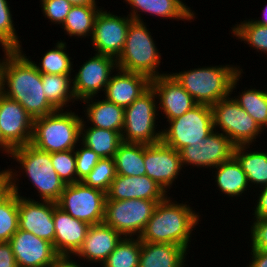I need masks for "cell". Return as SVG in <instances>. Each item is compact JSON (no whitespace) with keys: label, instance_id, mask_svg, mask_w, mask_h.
<instances>
[{"label":"cell","instance_id":"obj_1","mask_svg":"<svg viewBox=\"0 0 267 267\" xmlns=\"http://www.w3.org/2000/svg\"><path fill=\"white\" fill-rule=\"evenodd\" d=\"M0 62V92L19 102L35 119L57 109L43 92L42 74L21 50H4Z\"/></svg>","mask_w":267,"mask_h":267},{"label":"cell","instance_id":"obj_16","mask_svg":"<svg viewBox=\"0 0 267 267\" xmlns=\"http://www.w3.org/2000/svg\"><path fill=\"white\" fill-rule=\"evenodd\" d=\"M31 197L18 195L19 229L31 232L53 244L55 239L53 214L57 202L37 198L35 200L33 193Z\"/></svg>","mask_w":267,"mask_h":267},{"label":"cell","instance_id":"obj_45","mask_svg":"<svg viewBox=\"0 0 267 267\" xmlns=\"http://www.w3.org/2000/svg\"><path fill=\"white\" fill-rule=\"evenodd\" d=\"M0 267H17L9 242H0Z\"/></svg>","mask_w":267,"mask_h":267},{"label":"cell","instance_id":"obj_33","mask_svg":"<svg viewBox=\"0 0 267 267\" xmlns=\"http://www.w3.org/2000/svg\"><path fill=\"white\" fill-rule=\"evenodd\" d=\"M64 40H57L53 48L47 49L45 54L40 57L39 63L38 61L35 62L31 56H27L41 74H73V69H75L73 66L75 65H73L74 61L72 60L74 58L67 50V48L69 49L68 42L66 43Z\"/></svg>","mask_w":267,"mask_h":267},{"label":"cell","instance_id":"obj_7","mask_svg":"<svg viewBox=\"0 0 267 267\" xmlns=\"http://www.w3.org/2000/svg\"><path fill=\"white\" fill-rule=\"evenodd\" d=\"M157 95L150 87L129 107L124 109L122 141L125 143L156 144L162 140L161 119L157 117ZM159 120V121H157Z\"/></svg>","mask_w":267,"mask_h":267},{"label":"cell","instance_id":"obj_3","mask_svg":"<svg viewBox=\"0 0 267 267\" xmlns=\"http://www.w3.org/2000/svg\"><path fill=\"white\" fill-rule=\"evenodd\" d=\"M8 159L9 162L12 159L19 165H15V169L7 165L12 192L19 196L23 195L22 186L20 187L23 181L20 177L24 176L30 182L27 183L31 184L29 185L32 187L30 189H35L34 192L38 193L35 196H39L38 200L57 202L60 199L65 184L52 165L51 153L41 151L32 144H27L14 148ZM20 181L21 183H19Z\"/></svg>","mask_w":267,"mask_h":267},{"label":"cell","instance_id":"obj_18","mask_svg":"<svg viewBox=\"0 0 267 267\" xmlns=\"http://www.w3.org/2000/svg\"><path fill=\"white\" fill-rule=\"evenodd\" d=\"M9 243L17 267H49L59 257L52 243L21 229Z\"/></svg>","mask_w":267,"mask_h":267},{"label":"cell","instance_id":"obj_41","mask_svg":"<svg viewBox=\"0 0 267 267\" xmlns=\"http://www.w3.org/2000/svg\"><path fill=\"white\" fill-rule=\"evenodd\" d=\"M43 17L52 25L61 26L73 6L67 0H40Z\"/></svg>","mask_w":267,"mask_h":267},{"label":"cell","instance_id":"obj_28","mask_svg":"<svg viewBox=\"0 0 267 267\" xmlns=\"http://www.w3.org/2000/svg\"><path fill=\"white\" fill-rule=\"evenodd\" d=\"M246 72L241 71L233 80L230 87V95L238 103V105L243 108L247 114H249L258 126L263 130L267 125V89H257V87L250 88L244 87L241 92H238L237 85L241 81L243 74ZM236 92V93H235ZM235 93V96H233ZM233 94V95H232ZM237 94V95H236Z\"/></svg>","mask_w":267,"mask_h":267},{"label":"cell","instance_id":"obj_52","mask_svg":"<svg viewBox=\"0 0 267 267\" xmlns=\"http://www.w3.org/2000/svg\"><path fill=\"white\" fill-rule=\"evenodd\" d=\"M266 128H267V125H266L265 129H263V136H264V132H265V131H267V129H266ZM264 130H265V131H264Z\"/></svg>","mask_w":267,"mask_h":267},{"label":"cell","instance_id":"obj_46","mask_svg":"<svg viewBox=\"0 0 267 267\" xmlns=\"http://www.w3.org/2000/svg\"><path fill=\"white\" fill-rule=\"evenodd\" d=\"M249 255L251 258L245 267H267V251L251 249Z\"/></svg>","mask_w":267,"mask_h":267},{"label":"cell","instance_id":"obj_17","mask_svg":"<svg viewBox=\"0 0 267 267\" xmlns=\"http://www.w3.org/2000/svg\"><path fill=\"white\" fill-rule=\"evenodd\" d=\"M33 125L34 119L24 107L0 92V130L13 149L31 144Z\"/></svg>","mask_w":267,"mask_h":267},{"label":"cell","instance_id":"obj_4","mask_svg":"<svg viewBox=\"0 0 267 267\" xmlns=\"http://www.w3.org/2000/svg\"><path fill=\"white\" fill-rule=\"evenodd\" d=\"M245 69L242 66L223 65L198 66L169 74L192 96L197 104L213 105L230 95L232 80Z\"/></svg>","mask_w":267,"mask_h":267},{"label":"cell","instance_id":"obj_30","mask_svg":"<svg viewBox=\"0 0 267 267\" xmlns=\"http://www.w3.org/2000/svg\"><path fill=\"white\" fill-rule=\"evenodd\" d=\"M80 142L100 158H114L123 143L120 132L89 126L83 120L80 127Z\"/></svg>","mask_w":267,"mask_h":267},{"label":"cell","instance_id":"obj_8","mask_svg":"<svg viewBox=\"0 0 267 267\" xmlns=\"http://www.w3.org/2000/svg\"><path fill=\"white\" fill-rule=\"evenodd\" d=\"M213 131L211 106L196 104L182 116L167 122V125L162 129L161 141L165 145L180 151L185 146L200 144Z\"/></svg>","mask_w":267,"mask_h":267},{"label":"cell","instance_id":"obj_35","mask_svg":"<svg viewBox=\"0 0 267 267\" xmlns=\"http://www.w3.org/2000/svg\"><path fill=\"white\" fill-rule=\"evenodd\" d=\"M245 18L241 20L240 23L236 22L235 25L231 27V37L238 40V42L244 41L245 44L249 45L250 50H255L261 55L262 53L267 56V26H262L257 24L250 19ZM261 53V54H260Z\"/></svg>","mask_w":267,"mask_h":267},{"label":"cell","instance_id":"obj_2","mask_svg":"<svg viewBox=\"0 0 267 267\" xmlns=\"http://www.w3.org/2000/svg\"><path fill=\"white\" fill-rule=\"evenodd\" d=\"M176 200L170 194L157 203L152 217L139 237L141 242L176 244L191 250V241L195 240L192 235L198 230L196 228L202 221V215L196 212L195 207H191L188 200Z\"/></svg>","mask_w":267,"mask_h":267},{"label":"cell","instance_id":"obj_10","mask_svg":"<svg viewBox=\"0 0 267 267\" xmlns=\"http://www.w3.org/2000/svg\"><path fill=\"white\" fill-rule=\"evenodd\" d=\"M160 201L162 200L106 198L103 222L123 237L139 238Z\"/></svg>","mask_w":267,"mask_h":267},{"label":"cell","instance_id":"obj_26","mask_svg":"<svg viewBox=\"0 0 267 267\" xmlns=\"http://www.w3.org/2000/svg\"><path fill=\"white\" fill-rule=\"evenodd\" d=\"M211 171V178L213 177L214 179L212 178V180L215 181L213 184L218 188L219 193L221 192L222 198L224 195V197H229V200L233 201L235 199L237 202V199L244 200V197H246L244 195L249 197L248 194L251 192V189L247 175L234 156L230 160L214 167Z\"/></svg>","mask_w":267,"mask_h":267},{"label":"cell","instance_id":"obj_43","mask_svg":"<svg viewBox=\"0 0 267 267\" xmlns=\"http://www.w3.org/2000/svg\"><path fill=\"white\" fill-rule=\"evenodd\" d=\"M252 220L249 230L247 242L251 249L267 251V218H251ZM250 236V237H249Z\"/></svg>","mask_w":267,"mask_h":267},{"label":"cell","instance_id":"obj_36","mask_svg":"<svg viewBox=\"0 0 267 267\" xmlns=\"http://www.w3.org/2000/svg\"><path fill=\"white\" fill-rule=\"evenodd\" d=\"M140 238L123 237L101 267H139Z\"/></svg>","mask_w":267,"mask_h":267},{"label":"cell","instance_id":"obj_32","mask_svg":"<svg viewBox=\"0 0 267 267\" xmlns=\"http://www.w3.org/2000/svg\"><path fill=\"white\" fill-rule=\"evenodd\" d=\"M101 8L98 5H73L60 27L62 32L68 37H76L77 40L85 37L91 39L94 20Z\"/></svg>","mask_w":267,"mask_h":267},{"label":"cell","instance_id":"obj_27","mask_svg":"<svg viewBox=\"0 0 267 267\" xmlns=\"http://www.w3.org/2000/svg\"><path fill=\"white\" fill-rule=\"evenodd\" d=\"M188 253L176 244L141 242L139 267H189Z\"/></svg>","mask_w":267,"mask_h":267},{"label":"cell","instance_id":"obj_23","mask_svg":"<svg viewBox=\"0 0 267 267\" xmlns=\"http://www.w3.org/2000/svg\"><path fill=\"white\" fill-rule=\"evenodd\" d=\"M150 87L151 79L148 76L117 68L109 79L103 97L125 109Z\"/></svg>","mask_w":267,"mask_h":267},{"label":"cell","instance_id":"obj_34","mask_svg":"<svg viewBox=\"0 0 267 267\" xmlns=\"http://www.w3.org/2000/svg\"><path fill=\"white\" fill-rule=\"evenodd\" d=\"M117 175H146L144 164V144L123 142L114 155Z\"/></svg>","mask_w":267,"mask_h":267},{"label":"cell","instance_id":"obj_51","mask_svg":"<svg viewBox=\"0 0 267 267\" xmlns=\"http://www.w3.org/2000/svg\"><path fill=\"white\" fill-rule=\"evenodd\" d=\"M72 5H99L97 0H67Z\"/></svg>","mask_w":267,"mask_h":267},{"label":"cell","instance_id":"obj_24","mask_svg":"<svg viewBox=\"0 0 267 267\" xmlns=\"http://www.w3.org/2000/svg\"><path fill=\"white\" fill-rule=\"evenodd\" d=\"M168 194L147 175H116L106 193L108 200H164Z\"/></svg>","mask_w":267,"mask_h":267},{"label":"cell","instance_id":"obj_29","mask_svg":"<svg viewBox=\"0 0 267 267\" xmlns=\"http://www.w3.org/2000/svg\"><path fill=\"white\" fill-rule=\"evenodd\" d=\"M255 149L251 145L235 146L234 149V157L246 173L253 192L258 187L267 186V152L260 147Z\"/></svg>","mask_w":267,"mask_h":267},{"label":"cell","instance_id":"obj_13","mask_svg":"<svg viewBox=\"0 0 267 267\" xmlns=\"http://www.w3.org/2000/svg\"><path fill=\"white\" fill-rule=\"evenodd\" d=\"M93 55L90 54L78 69H73V90L78 102L98 97L101 92L104 94L112 73L117 69L114 57L97 53Z\"/></svg>","mask_w":267,"mask_h":267},{"label":"cell","instance_id":"obj_48","mask_svg":"<svg viewBox=\"0 0 267 267\" xmlns=\"http://www.w3.org/2000/svg\"><path fill=\"white\" fill-rule=\"evenodd\" d=\"M49 267H87L86 264L83 266L82 263L74 257L59 256Z\"/></svg>","mask_w":267,"mask_h":267},{"label":"cell","instance_id":"obj_44","mask_svg":"<svg viewBox=\"0 0 267 267\" xmlns=\"http://www.w3.org/2000/svg\"><path fill=\"white\" fill-rule=\"evenodd\" d=\"M258 189L259 190H254L255 194L251 192V195H255V199H253L255 204L253 208L251 207L252 215L250 216H253L252 218H267V186Z\"/></svg>","mask_w":267,"mask_h":267},{"label":"cell","instance_id":"obj_9","mask_svg":"<svg viewBox=\"0 0 267 267\" xmlns=\"http://www.w3.org/2000/svg\"><path fill=\"white\" fill-rule=\"evenodd\" d=\"M214 130L226 135L235 146L254 145L263 130L229 95L211 105ZM219 129V130H218Z\"/></svg>","mask_w":267,"mask_h":267},{"label":"cell","instance_id":"obj_40","mask_svg":"<svg viewBox=\"0 0 267 267\" xmlns=\"http://www.w3.org/2000/svg\"><path fill=\"white\" fill-rule=\"evenodd\" d=\"M52 165L65 185L77 183L75 150L51 153Z\"/></svg>","mask_w":267,"mask_h":267},{"label":"cell","instance_id":"obj_6","mask_svg":"<svg viewBox=\"0 0 267 267\" xmlns=\"http://www.w3.org/2000/svg\"><path fill=\"white\" fill-rule=\"evenodd\" d=\"M82 115L73 109L56 110L34 119L31 144L44 152L75 149L80 142Z\"/></svg>","mask_w":267,"mask_h":267},{"label":"cell","instance_id":"obj_12","mask_svg":"<svg viewBox=\"0 0 267 267\" xmlns=\"http://www.w3.org/2000/svg\"><path fill=\"white\" fill-rule=\"evenodd\" d=\"M133 19L127 15H118L104 7L100 9L94 20L90 45L97 54L108 55L117 59L121 54L127 31Z\"/></svg>","mask_w":267,"mask_h":267},{"label":"cell","instance_id":"obj_37","mask_svg":"<svg viewBox=\"0 0 267 267\" xmlns=\"http://www.w3.org/2000/svg\"><path fill=\"white\" fill-rule=\"evenodd\" d=\"M18 195L10 191L0 200V242H9L19 229Z\"/></svg>","mask_w":267,"mask_h":267},{"label":"cell","instance_id":"obj_39","mask_svg":"<svg viewBox=\"0 0 267 267\" xmlns=\"http://www.w3.org/2000/svg\"><path fill=\"white\" fill-rule=\"evenodd\" d=\"M116 175L114 158H101L92 171L81 182L86 186L107 193Z\"/></svg>","mask_w":267,"mask_h":267},{"label":"cell","instance_id":"obj_25","mask_svg":"<svg viewBox=\"0 0 267 267\" xmlns=\"http://www.w3.org/2000/svg\"><path fill=\"white\" fill-rule=\"evenodd\" d=\"M102 97V98H101ZM102 100H101V99ZM87 98L83 103L82 120L89 126L120 132L124 125V108L101 96Z\"/></svg>","mask_w":267,"mask_h":267},{"label":"cell","instance_id":"obj_20","mask_svg":"<svg viewBox=\"0 0 267 267\" xmlns=\"http://www.w3.org/2000/svg\"><path fill=\"white\" fill-rule=\"evenodd\" d=\"M122 238L119 232L104 222L93 224L88 229L81 248L73 257L80 263L84 261L83 265L90 263L88 267H101Z\"/></svg>","mask_w":267,"mask_h":267},{"label":"cell","instance_id":"obj_15","mask_svg":"<svg viewBox=\"0 0 267 267\" xmlns=\"http://www.w3.org/2000/svg\"><path fill=\"white\" fill-rule=\"evenodd\" d=\"M144 164L146 175L168 195L173 185H176L178 177L184 174L181 172H185L180 152L165 145L162 141L156 144H144Z\"/></svg>","mask_w":267,"mask_h":267},{"label":"cell","instance_id":"obj_11","mask_svg":"<svg viewBox=\"0 0 267 267\" xmlns=\"http://www.w3.org/2000/svg\"><path fill=\"white\" fill-rule=\"evenodd\" d=\"M106 193L81 181L65 185L57 206L72 217L89 225L104 221Z\"/></svg>","mask_w":267,"mask_h":267},{"label":"cell","instance_id":"obj_42","mask_svg":"<svg viewBox=\"0 0 267 267\" xmlns=\"http://www.w3.org/2000/svg\"><path fill=\"white\" fill-rule=\"evenodd\" d=\"M74 150L76 155L77 182H80L92 171L101 158L81 142L78 143Z\"/></svg>","mask_w":267,"mask_h":267},{"label":"cell","instance_id":"obj_21","mask_svg":"<svg viewBox=\"0 0 267 267\" xmlns=\"http://www.w3.org/2000/svg\"><path fill=\"white\" fill-rule=\"evenodd\" d=\"M184 2L185 0H123L127 7L129 5L130 11L127 13L134 21L144 22L145 13L146 16L161 17L160 20L194 22L197 13Z\"/></svg>","mask_w":267,"mask_h":267},{"label":"cell","instance_id":"obj_50","mask_svg":"<svg viewBox=\"0 0 267 267\" xmlns=\"http://www.w3.org/2000/svg\"><path fill=\"white\" fill-rule=\"evenodd\" d=\"M261 13H262V18L261 17H256V19L252 18V20L254 22H256L257 24L259 25H262V26H267V4L265 7H263V10H261Z\"/></svg>","mask_w":267,"mask_h":267},{"label":"cell","instance_id":"obj_5","mask_svg":"<svg viewBox=\"0 0 267 267\" xmlns=\"http://www.w3.org/2000/svg\"><path fill=\"white\" fill-rule=\"evenodd\" d=\"M147 26L146 22L133 20L130 23L123 50L116 63L121 70L141 73L153 79L169 73L160 68L163 55Z\"/></svg>","mask_w":267,"mask_h":267},{"label":"cell","instance_id":"obj_31","mask_svg":"<svg viewBox=\"0 0 267 267\" xmlns=\"http://www.w3.org/2000/svg\"><path fill=\"white\" fill-rule=\"evenodd\" d=\"M72 75L42 74L43 92L57 110L72 109L70 106L78 103L73 90Z\"/></svg>","mask_w":267,"mask_h":267},{"label":"cell","instance_id":"obj_47","mask_svg":"<svg viewBox=\"0 0 267 267\" xmlns=\"http://www.w3.org/2000/svg\"><path fill=\"white\" fill-rule=\"evenodd\" d=\"M10 189V173L8 168L1 169L0 167V200L4 198Z\"/></svg>","mask_w":267,"mask_h":267},{"label":"cell","instance_id":"obj_38","mask_svg":"<svg viewBox=\"0 0 267 267\" xmlns=\"http://www.w3.org/2000/svg\"><path fill=\"white\" fill-rule=\"evenodd\" d=\"M9 0H0V49L4 50H25L22 46L21 37L15 27L13 13ZM15 23V24H14Z\"/></svg>","mask_w":267,"mask_h":267},{"label":"cell","instance_id":"obj_14","mask_svg":"<svg viewBox=\"0 0 267 267\" xmlns=\"http://www.w3.org/2000/svg\"><path fill=\"white\" fill-rule=\"evenodd\" d=\"M235 145L224 134L213 131L200 144L185 146L179 152L183 168L211 170L234 156Z\"/></svg>","mask_w":267,"mask_h":267},{"label":"cell","instance_id":"obj_49","mask_svg":"<svg viewBox=\"0 0 267 267\" xmlns=\"http://www.w3.org/2000/svg\"><path fill=\"white\" fill-rule=\"evenodd\" d=\"M13 148L3 139L1 130H0V154L3 153V156L10 157Z\"/></svg>","mask_w":267,"mask_h":267},{"label":"cell","instance_id":"obj_19","mask_svg":"<svg viewBox=\"0 0 267 267\" xmlns=\"http://www.w3.org/2000/svg\"><path fill=\"white\" fill-rule=\"evenodd\" d=\"M151 87L157 95L158 115H163L166 123L197 104L170 74L151 79Z\"/></svg>","mask_w":267,"mask_h":267},{"label":"cell","instance_id":"obj_22","mask_svg":"<svg viewBox=\"0 0 267 267\" xmlns=\"http://www.w3.org/2000/svg\"><path fill=\"white\" fill-rule=\"evenodd\" d=\"M55 239L53 247L59 256L73 257L81 248L91 225L80 221L63 211L54 208Z\"/></svg>","mask_w":267,"mask_h":267}]
</instances>
